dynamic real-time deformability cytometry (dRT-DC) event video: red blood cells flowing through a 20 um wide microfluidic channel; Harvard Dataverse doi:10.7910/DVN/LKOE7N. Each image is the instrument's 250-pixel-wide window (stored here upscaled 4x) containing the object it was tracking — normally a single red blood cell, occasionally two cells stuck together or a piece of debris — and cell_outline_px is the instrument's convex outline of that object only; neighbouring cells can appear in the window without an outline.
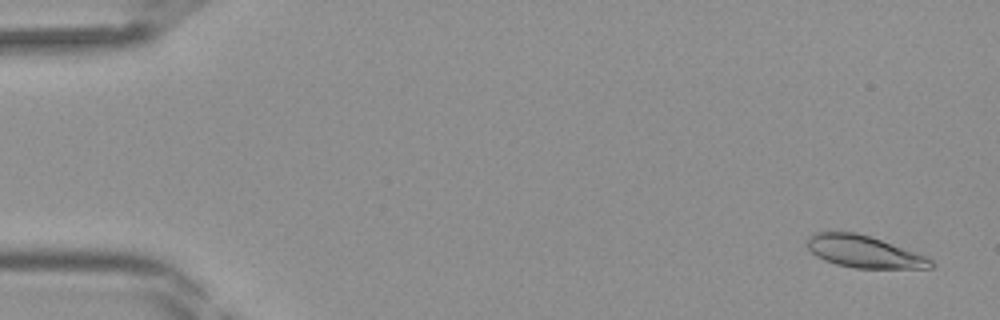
{"species": "Egyptian fruit bat (a non-hibernating species)", "species_latin": "Rousettus aegyptiacus", "temperature_condition": "room temperature", "stored_images_in_passage": 42, "camera_frame_rate_fps": 3000, "um_per_image_px": 0.085, "frame": {"image": 1, "passage_image": 2, "time_ms": 0.333, "image_size_px": [1000, 320], "cell_outline_px": [[936, 264], [932, 268], [856, 268], [836, 264], [824, 260], [816, 256], [808, 248], [808, 236], [812, 232], [856, 232], [880, 240], [924, 256], [932, 260]], "centroid_in_image_um": [73.4, 21.4], "position_along_channel_um": 11.6, "area_um2": 22.72}}
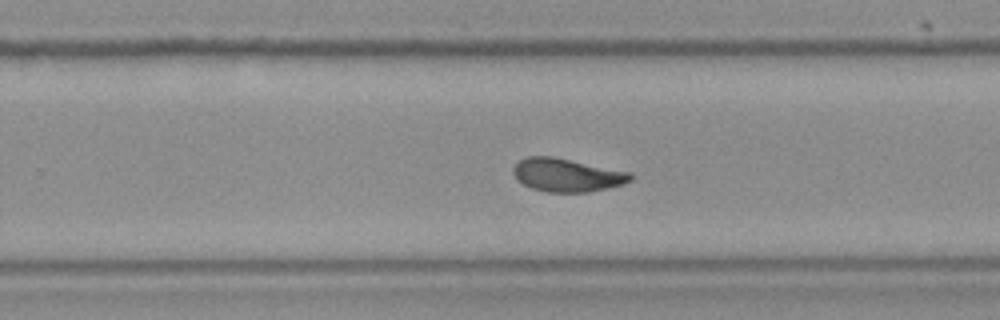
{"frame": {"image": 2, "passage_image": 27, "time_ms": 8.667, "image_size_px": [1000, 320], "cell_outline_px": [[636, 176], [632, 180], [624, 184], [588, 192], [548, 192], [532, 188], [524, 184], [512, 172], [512, 168], [520, 160], [528, 156], [552, 156], [632, 172]], "centroid_in_image_um": [48.25, 14.87], "position_along_channel_um": 281.6, "area_um2": 22.72}}
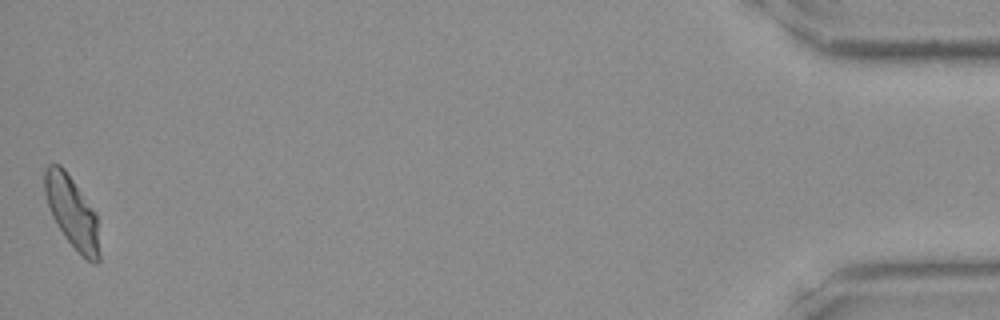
{"frame": {"image": 3, "passage_image": 42, "time_ms": 13.667, "image_size_px": [1000, 320], "cell_outline_px": [[100, 260], [96, 264], [92, 264], [68, 240], [52, 216], [44, 192], [44, 168], [48, 164], [60, 164], [64, 168], [96, 212], [100, 256]], "centroid_in_image_um": [6.13, 18.0], "position_along_channel_um": 429.1, "area_um2": 22.54}}